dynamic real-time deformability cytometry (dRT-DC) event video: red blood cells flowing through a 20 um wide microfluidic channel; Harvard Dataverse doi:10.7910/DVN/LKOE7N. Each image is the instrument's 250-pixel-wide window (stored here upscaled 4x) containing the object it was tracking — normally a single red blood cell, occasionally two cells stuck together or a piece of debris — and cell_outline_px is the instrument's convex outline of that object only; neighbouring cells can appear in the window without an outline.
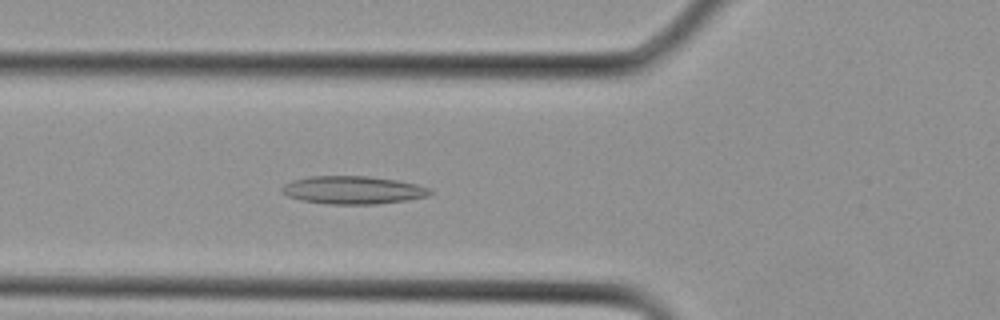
{"species": "Egyptian fruit bat (a non-hibernating species)", "species_latin": "Rousettus aegyptiacus", "temperature_condition": "cold", "stored_images_in_passage": 12, "camera_frame_rate_fps": 3000, "um_per_image_px": 0.085, "animal": {"sex": "female"}, "frame": {"image": 1, "passage_image": 10, "time_ms": 3.0, "image_size_px": [1000, 320], "cell_outline_px": [[432, 192], [428, 196], [404, 200], [376, 204], [328, 204], [300, 200], [288, 196], [280, 192], [280, 188], [284, 184], [292, 180], [308, 176], [368, 176], [396, 180], [416, 184], [428, 188]], "centroid_in_image_um": [29.93, 16.15], "position_along_channel_um": 95.9, "area_um2": 24.1}}
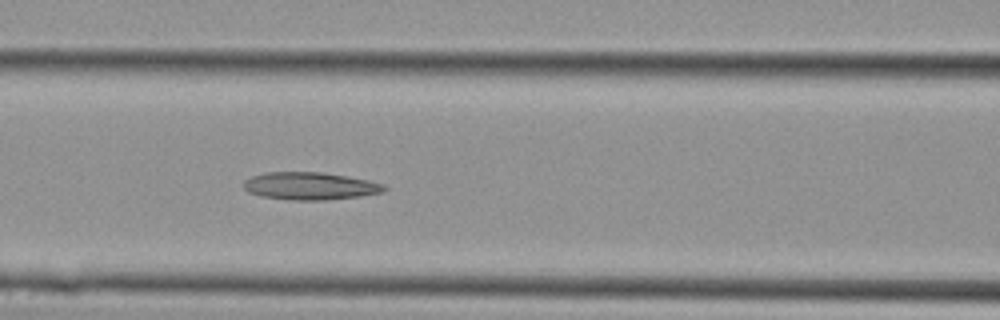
{"frame": {"image": 2, "passage_image": 12, "time_ms": 3.667, "image_size_px": [1000, 320], "cell_outline_px": [[388, 188], [380, 192], [360, 196], [324, 200], [292, 200], [264, 196], [248, 192], [244, 188], [244, 180], [252, 176], [264, 172], [320, 172], [348, 176], [368, 180], [384, 184]], "centroid_in_image_um": [26.35, 15.8], "position_along_channel_um": 140.3, "area_um2": 22.43}}